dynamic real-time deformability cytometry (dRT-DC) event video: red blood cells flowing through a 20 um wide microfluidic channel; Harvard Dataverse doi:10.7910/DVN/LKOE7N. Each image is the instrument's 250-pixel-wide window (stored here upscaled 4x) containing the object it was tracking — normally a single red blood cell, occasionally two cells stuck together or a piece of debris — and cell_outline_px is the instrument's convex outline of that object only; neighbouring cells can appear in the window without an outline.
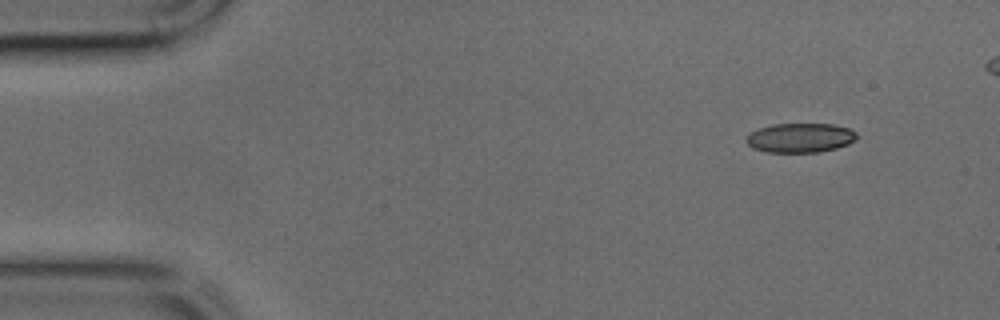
{"species": "common noctule bat (a hibernating species)", "species_latin": "Nyctalus noctula", "temperature_condition": "cold", "stored_images_in_passage": 39, "camera_frame_rate_fps": 3000, "um_per_image_px": 0.085, "animal": {"sex": "male", "body_mass_g": 17.9, "forearm_length_mm": 54.2}, "frame": {"image": 1, "passage_image": 1, "time_ms": 0.0, "image_size_px": [1000, 320], "cell_outline_px": [[860, 136], [856, 140], [848, 144], [836, 148], [820, 152], [764, 152], [752, 148], [744, 140], [752, 132], [760, 128], [772, 124], [832, 124], [848, 128], [856, 132]], "centroid_in_image_um": [68.04, 11.72], "position_along_channel_um": 17.0, "area_um2": 19.02}}
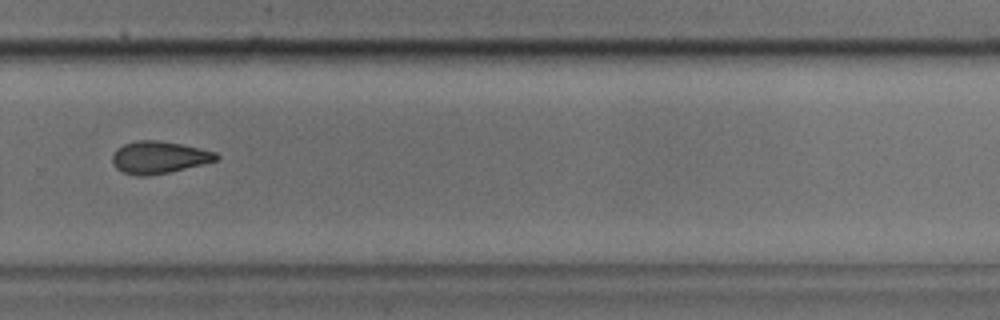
{"frame": {"image": 2, "passage_image": 27, "time_ms": 8.667, "image_size_px": [1000, 320], "cell_outline_px": [[220, 156], [216, 160], [168, 172], [148, 176], [136, 176], [124, 172], [116, 168], [112, 160], [112, 156], [116, 148], [124, 144], [136, 140], [156, 140], [180, 144], [200, 148], [216, 152]], "centroid_in_image_um": [13.47, 13.37], "position_along_channel_um": 316.3, "area_um2": 19.31}}
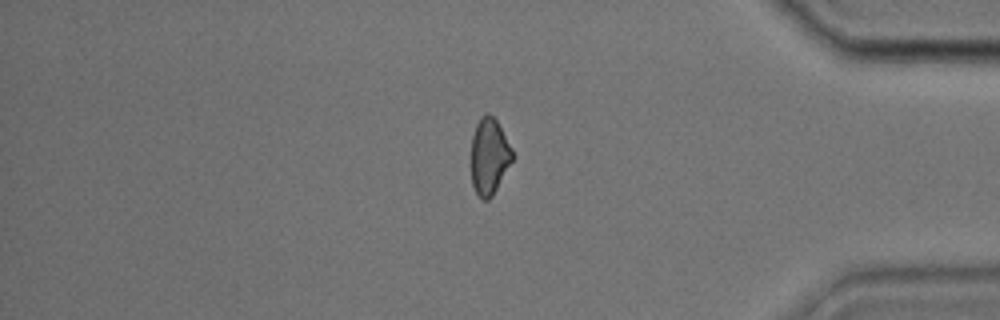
{"frame": {"image": 3, "passage_image": 34, "time_ms": 11.0, "image_size_px": [1000, 320], "cell_outline_px": [[512, 160], [492, 196], [488, 200], [484, 200], [476, 192], [472, 184], [472, 136], [476, 124], [480, 116], [484, 112], [488, 112], [496, 120], [512, 148]], "centroid_in_image_um": [41.57, 13.25], "position_along_channel_um": 393.6, "area_um2": 18.03}}